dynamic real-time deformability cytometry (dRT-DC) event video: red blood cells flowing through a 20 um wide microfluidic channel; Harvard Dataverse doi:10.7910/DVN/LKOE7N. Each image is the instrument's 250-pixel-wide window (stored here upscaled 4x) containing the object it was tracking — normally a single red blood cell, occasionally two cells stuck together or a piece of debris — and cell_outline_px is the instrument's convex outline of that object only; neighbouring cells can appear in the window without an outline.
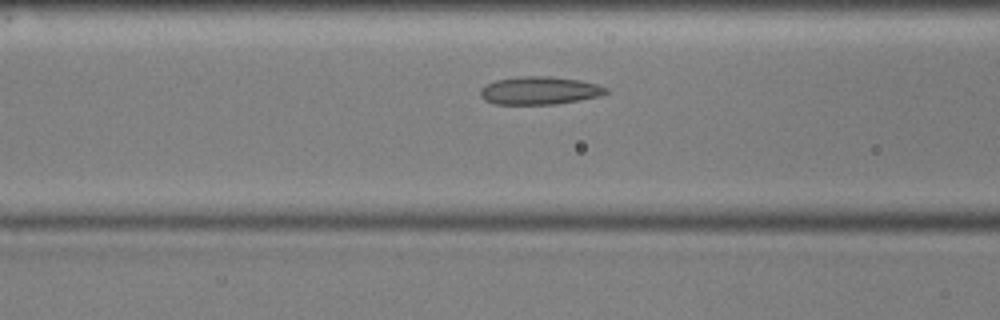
{"species": "common noctule bat (a hibernating species)", "species_latin": "Nyctalus noctula", "temperature_condition": "cold", "stored_images_in_passage": 33, "camera_frame_rate_fps": 3000, "um_per_image_px": 0.085, "animal": {"sex": "male", "body_mass_g": 17.9, "forearm_length_mm": 54.2}, "frame": {"image": 1, "passage_image": 10, "time_ms": 3.0, "image_size_px": [1000, 320], "cell_outline_px": [[608, 92], [600, 96], [580, 100], [556, 104], [492, 104], [484, 100], [480, 96], [480, 88], [496, 80], [520, 76], [548, 76], [580, 80], [596, 84], [608, 88]], "centroid_in_image_um": [45.85, 7.7], "position_along_channel_um": 120.8, "area_um2": 20.52}}
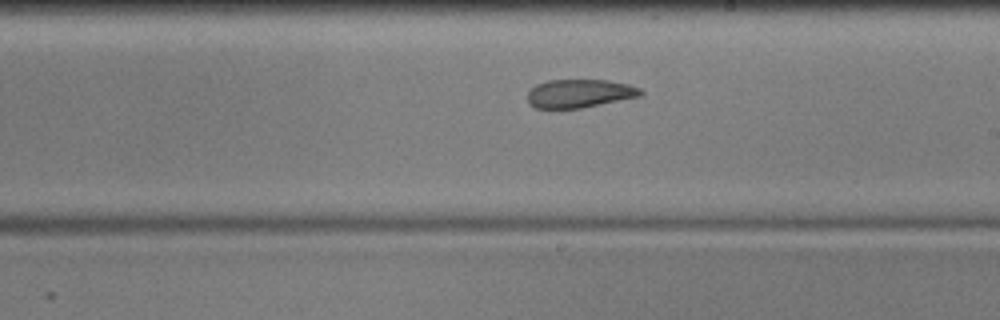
{"frame": {"image": 2, "passage_image": 20, "time_ms": 6.333, "image_size_px": [1000, 320], "cell_outline_px": [[644, 92], [640, 96], [580, 108], [536, 108], [528, 104], [528, 92], [536, 84], [548, 80], [608, 80], [628, 84], [640, 88]], "centroid_in_image_um": [49.25, 7.94], "position_along_channel_um": 239.8, "area_um2": 18.61}}
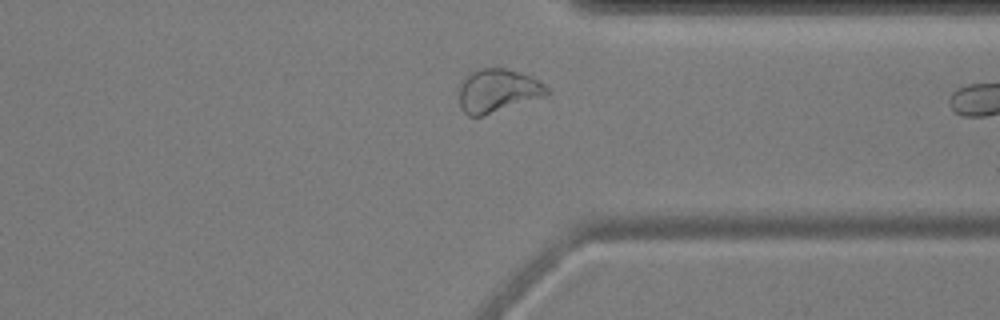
{"frame": {"image": 3, "passage_image": 31, "time_ms": 10.0, "image_size_px": [1000, 320], "cell_outline_px": [[548, 96], [484, 116], [468, 116], [460, 108], [460, 84], [468, 72], [480, 68], [504, 68], [520, 72], [544, 84], [548, 88]], "centroid_in_image_um": [42.3, 7.72], "position_along_channel_um": 369.1, "area_um2": 22.43}}